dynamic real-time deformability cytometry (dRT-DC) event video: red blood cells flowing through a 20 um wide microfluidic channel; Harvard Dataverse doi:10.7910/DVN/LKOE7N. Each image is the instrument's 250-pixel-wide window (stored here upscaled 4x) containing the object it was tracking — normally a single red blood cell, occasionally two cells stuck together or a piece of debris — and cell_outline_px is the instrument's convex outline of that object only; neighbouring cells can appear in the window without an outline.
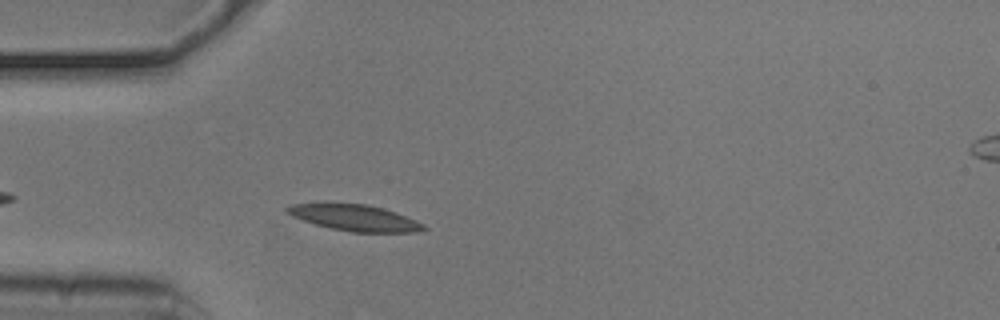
{"species": "common noctule bat (a hibernating species)", "species_latin": "Nyctalus noctula", "temperature_condition": "cold", "stored_images_in_passage": 41, "camera_frame_rate_fps": 3000, "um_per_image_px": 0.085, "animal": {"sex": "male", "body_mass_g": 20.5, "forearm_length_mm": 52.5}, "frame": {"image": 1, "passage_image": 5, "time_ms": 1.333, "image_size_px": [1000, 320], "cell_outline_px": [[428, 228], [420, 232], [352, 232], [332, 228], [316, 224], [292, 216], [284, 212], [284, 208], [292, 204], [324, 200], [368, 204], [384, 208], [396, 212], [416, 220], [424, 224]], "centroid_in_image_um": [30.09, 18.45], "position_along_channel_um": 54.9, "area_um2": 21.73}}
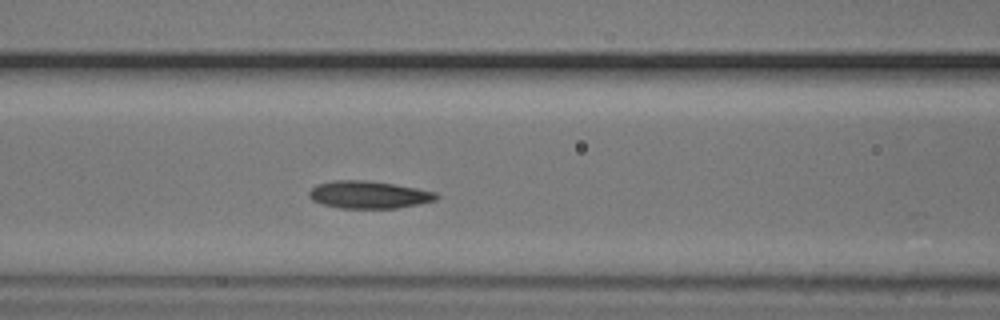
{"frame": {"image": 2, "passage_image": 12, "time_ms": 3.667, "image_size_px": [1000, 320], "cell_outline_px": [[440, 196], [436, 200], [396, 208], [340, 208], [324, 204], [312, 200], [308, 196], [308, 192], [316, 184], [332, 180], [368, 180], [396, 184], [436, 192]], "centroid_in_image_um": [31.33, 16.54], "position_along_channel_um": 135.3, "area_um2": 20.4}}
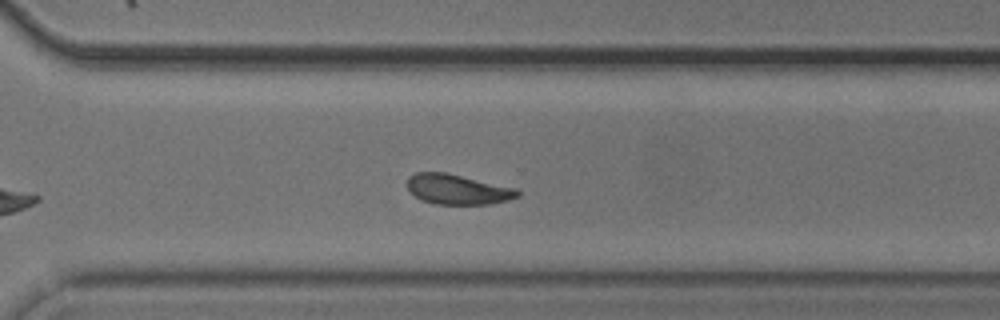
{"frame": {"image": 3, "passage_image": 28, "time_ms": 9.0, "image_size_px": [1000, 320], "cell_outline_px": [[520, 196], [508, 200], [488, 204], [436, 204], [420, 200], [408, 188], [408, 176], [416, 172], [444, 172], [516, 188], [520, 192]], "centroid_in_image_um": [38.9, 16.1], "position_along_channel_um": 331.7, "area_um2": 19.19}, "authors_computed_cell_mechanics": {"area_um2": 19.7676, "velocity_mm_per_s": 3.6928, "shape_relaxation_time_tau1_ms": 3.1272, "shape_relaxation_time_tau2_ms": 2.3983, "deformation_change_tau1": 0.1107, "deformation_change_tau2": 0.0849}}